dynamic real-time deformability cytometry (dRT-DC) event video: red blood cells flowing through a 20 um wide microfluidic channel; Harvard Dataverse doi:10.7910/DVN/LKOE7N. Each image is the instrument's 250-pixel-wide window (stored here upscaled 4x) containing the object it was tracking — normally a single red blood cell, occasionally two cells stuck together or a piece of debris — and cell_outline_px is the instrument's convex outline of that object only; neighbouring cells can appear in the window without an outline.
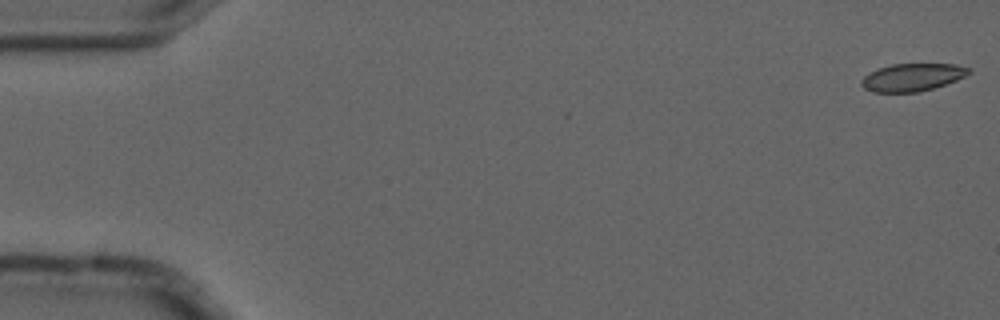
{"species": "common noctule bat (a hibernating species)", "species_latin": "Nyctalus noctula", "temperature_condition": "cold", "stored_images_in_passage": 5, "camera_frame_rate_fps": 3000, "um_per_image_px": 0.085, "animal": {"sex": "male", "forearm_length_mm": 52.5}, "frame": {"image": 1, "passage_image": 1, "time_ms": 0.0, "image_size_px": [1000, 320], "cell_outline_px": [[972, 72], [956, 80], [932, 88], [916, 92], [876, 92], [864, 88], [860, 84], [860, 80], [864, 76], [880, 68], [892, 64], [956, 64], [972, 68]], "centroid_in_image_um": [77.57, 6.56], "position_along_channel_um": 7.4, "area_um2": 17.11}}
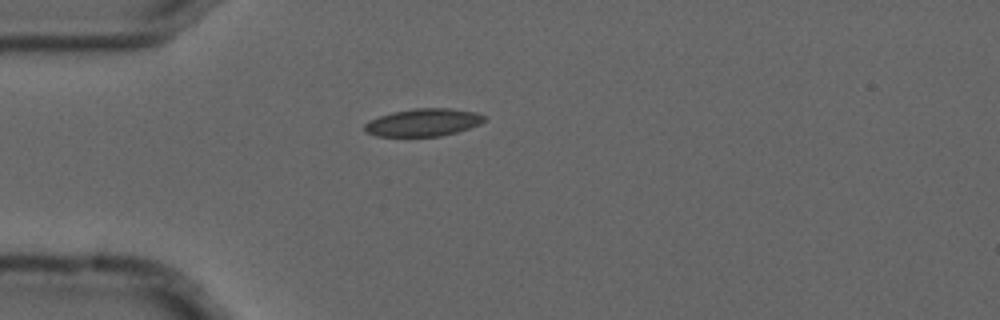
{"frame": {"image": 2, "passage_image": 5, "time_ms": 1.333, "image_size_px": [1000, 320], "cell_outline_px": [[488, 120], [480, 124], [456, 132], [440, 136], [376, 136], [364, 132], [364, 124], [368, 120], [392, 112], [416, 108], [448, 108], [476, 112], [484, 116]], "centroid_in_image_um": [35.96, 10.4], "position_along_channel_um": 49.0, "area_um2": 19.31}}